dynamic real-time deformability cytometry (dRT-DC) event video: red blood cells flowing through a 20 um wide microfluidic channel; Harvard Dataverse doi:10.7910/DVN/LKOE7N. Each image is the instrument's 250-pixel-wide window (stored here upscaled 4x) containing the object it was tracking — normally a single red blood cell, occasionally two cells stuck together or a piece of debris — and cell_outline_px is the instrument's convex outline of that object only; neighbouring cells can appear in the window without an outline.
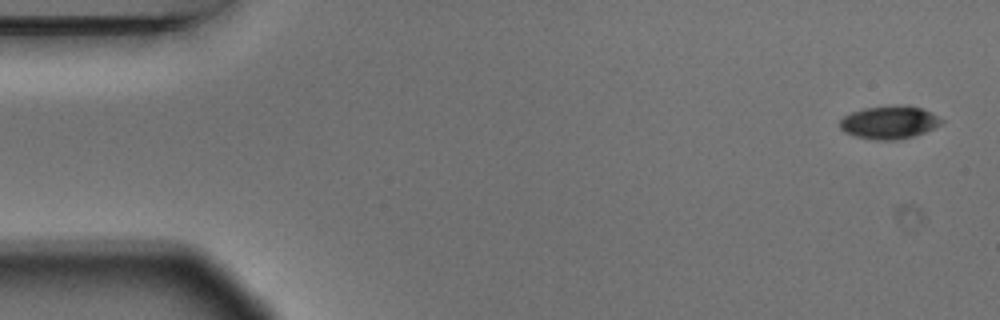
{"species": "Egyptian fruit bat (a non-hibernating species)", "species_latin": "Rousettus aegyptiacus", "temperature_condition": "warm", "stored_images_in_passage": 8, "camera_frame_rate_fps": 3000, "um_per_image_px": 0.085, "animal": {"sex": "male"}, "frame": {"image": 1, "passage_image": 1, "time_ms": 0.0, "image_size_px": [1000, 320], "cell_outline_px": [[944, 120], [940, 124], [924, 132], [912, 136], [896, 140], [876, 140], [856, 136], [844, 132], [840, 128], [840, 120], [844, 116], [852, 112], [864, 108], [900, 104], [908, 104], [932, 112]], "centroid_in_image_um": [75.59, 10.38], "position_along_channel_um": 9.4, "area_um2": 19.54}}
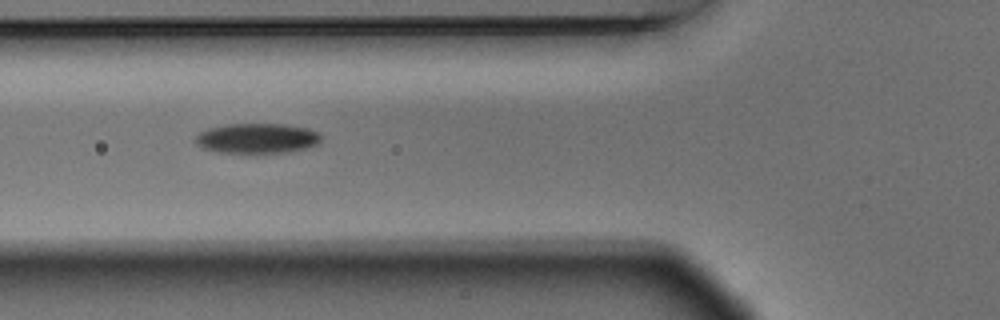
{"frame": {"image": 2, "passage_image": 6, "time_ms": 1.667, "image_size_px": [1000, 320], "cell_outline_px": [[320, 140], [316, 144], [304, 148], [288, 152], [256, 156], [252, 156], [212, 152], [200, 148], [192, 140], [196, 132], [208, 128], [228, 124], [284, 124], [308, 128], [320, 132]], "centroid_in_image_um": [21.73, 11.81], "position_along_channel_um": 104.1, "area_um2": 23.35}}
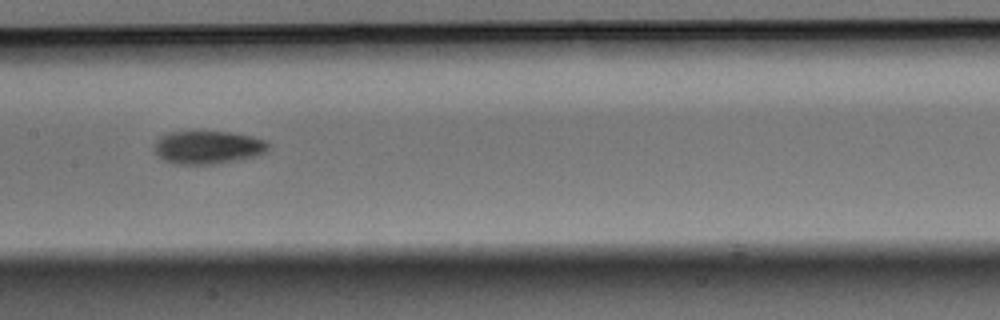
{"frame": {"image": 3, "passage_image": 8, "time_ms": 2.333, "image_size_px": [1000, 320], "cell_outline_px": [[268, 148], [264, 152], [256, 156], [236, 160], [212, 164], [180, 164], [164, 160], [156, 152], [156, 140], [160, 136], [168, 132], [228, 132], [252, 136], [264, 140], [268, 144]], "centroid_in_image_um": [17.68, 12.52], "position_along_channel_um": 189.7, "area_um2": 21.56}}